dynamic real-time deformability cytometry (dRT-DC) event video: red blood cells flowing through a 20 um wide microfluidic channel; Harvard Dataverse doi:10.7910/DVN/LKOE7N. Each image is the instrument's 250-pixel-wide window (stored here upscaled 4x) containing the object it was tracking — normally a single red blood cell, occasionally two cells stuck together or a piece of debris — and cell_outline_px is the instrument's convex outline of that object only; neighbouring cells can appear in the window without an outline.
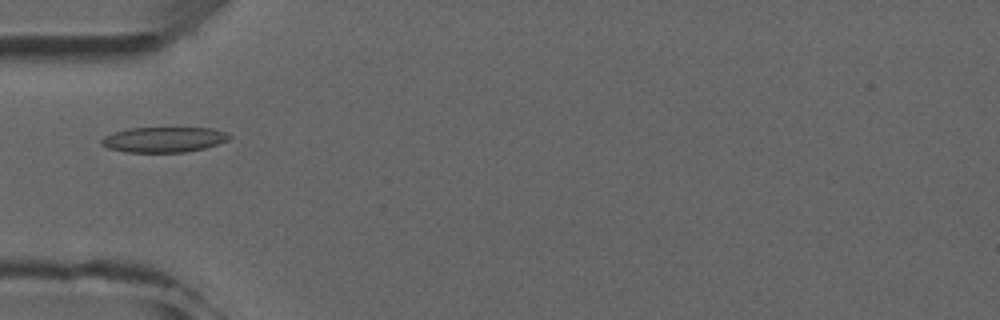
{"species": "common noctule bat (a hibernating species)", "species_latin": "Nyctalus noctula", "temperature_condition": "room temperature", "stored_images_in_passage": 5, "camera_frame_rate_fps": 3000, "um_per_image_px": 0.085, "animal": {"sex": "male", "forearm_length_mm": 52.5}, "frame": {"image": 1, "passage_image": 4, "time_ms": 3.333, "image_size_px": [1000, 320], "cell_outline_px": [[232, 136], [228, 140], [204, 148], [184, 152], [124, 152], [108, 148], [100, 144], [100, 140], [104, 136], [128, 128], [212, 128], [224, 132]], "centroid_in_image_um": [13.89, 11.86], "position_along_channel_um": 71.1, "area_um2": 18.73}}
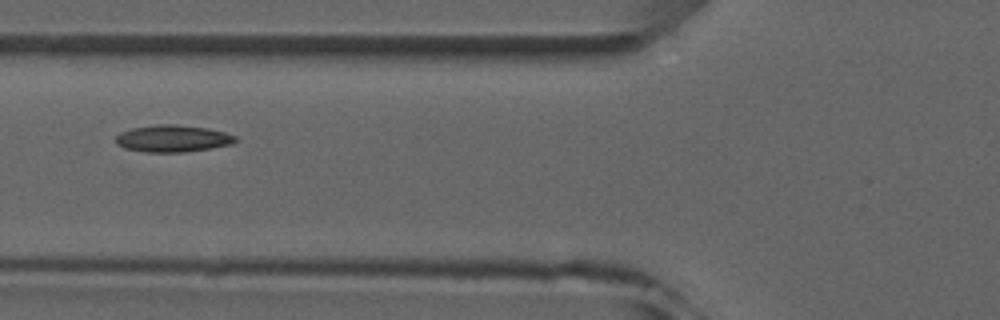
{"frame": {"image": 2, "passage_image": 5, "time_ms": 4.333, "image_size_px": [1000, 320], "cell_outline_px": [[236, 140], [232, 144], [184, 152], [144, 152], [124, 148], [116, 144], [116, 136], [120, 132], [132, 128], [156, 124], [176, 124], [208, 128], [224, 132], [236, 136]], "centroid_in_image_um": [14.65, 11.77], "position_along_channel_um": 111.2, "area_um2": 18.79}}